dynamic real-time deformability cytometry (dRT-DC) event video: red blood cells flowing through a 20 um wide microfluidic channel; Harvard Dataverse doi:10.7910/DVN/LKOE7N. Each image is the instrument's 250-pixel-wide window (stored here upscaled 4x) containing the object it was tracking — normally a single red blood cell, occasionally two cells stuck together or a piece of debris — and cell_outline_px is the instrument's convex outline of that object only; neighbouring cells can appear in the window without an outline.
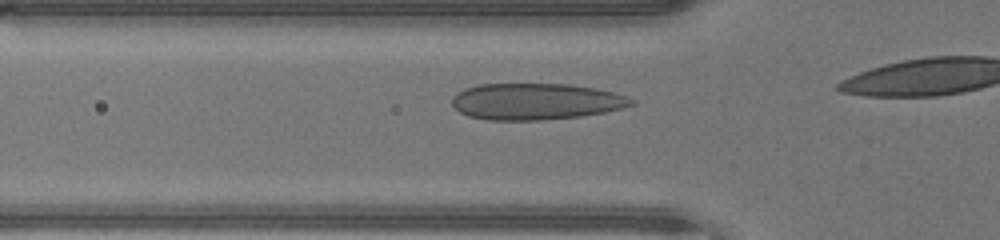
{"species": "human", "species_latin": "Homo sapiens", "temperature_condition": "warm", "stored_images_in_passage": 15, "camera_frame_rate_fps": 3000, "um_per_image_px": 0.085, "donor": {"sex": "male"}, "frame": {"image": 1, "passage_image": 8, "time_ms": 2.333, "image_size_px": [1000, 240], "cell_outline_px": [[636, 104], [624, 108], [604, 112], [580, 116], [544, 120], [488, 120], [468, 116], [460, 112], [452, 104], [452, 96], [456, 92], [464, 88], [476, 84], [568, 84], [596, 88], [628, 96], [636, 100]], "centroid_in_image_um": [45.55, 8.62], "position_along_channel_um": 80.3, "area_um2": 38.44}}
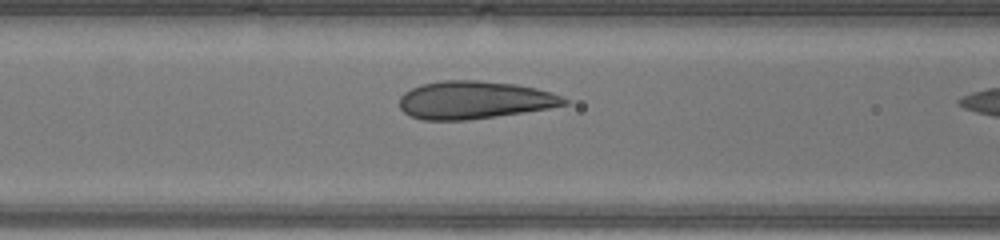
{"frame": {"image": 2, "passage_image": 11, "time_ms": 3.333, "image_size_px": [1000, 240], "cell_outline_px": [[568, 104], [548, 108], [464, 120], [424, 120], [412, 116], [404, 112], [400, 108], [400, 96], [404, 92], [420, 84], [440, 80], [480, 80], [516, 84], [536, 88], [552, 92], [564, 96], [568, 100]], "centroid_in_image_um": [40.31, 8.48], "position_along_channel_um": 126.3, "area_um2": 36.18}}
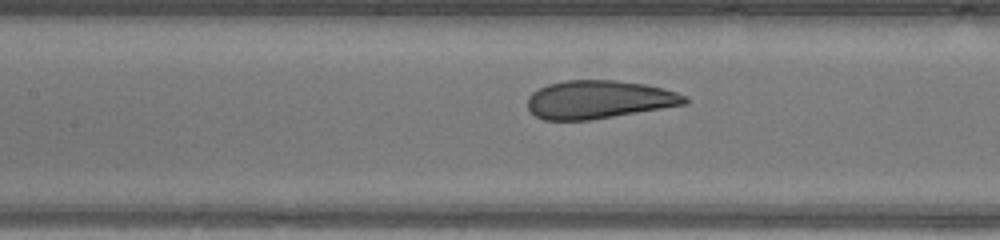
{"frame": {"image": 3, "passage_image": 13, "time_ms": 4.0, "image_size_px": [1000, 240], "cell_outline_px": [[688, 104], [588, 120], [544, 120], [536, 116], [528, 108], [528, 96], [532, 92], [548, 84], [564, 80], [616, 80], [644, 84], [664, 88], [676, 92], [684, 96], [688, 100]], "centroid_in_image_um": [50.89, 8.45], "position_along_channel_um": 156.5, "area_um2": 34.85}}